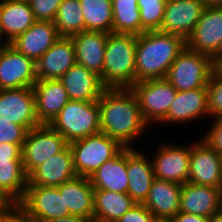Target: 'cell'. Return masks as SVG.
<instances>
[{
    "mask_svg": "<svg viewBox=\"0 0 222 222\" xmlns=\"http://www.w3.org/2000/svg\"><path fill=\"white\" fill-rule=\"evenodd\" d=\"M218 7H219L220 9H222V0H221L220 4L218 5Z\"/></svg>",
    "mask_w": 222,
    "mask_h": 222,
    "instance_id": "f907efd6",
    "label": "cell"
},
{
    "mask_svg": "<svg viewBox=\"0 0 222 222\" xmlns=\"http://www.w3.org/2000/svg\"><path fill=\"white\" fill-rule=\"evenodd\" d=\"M112 9V33L141 34V19L137 0H112Z\"/></svg>",
    "mask_w": 222,
    "mask_h": 222,
    "instance_id": "1f68e13d",
    "label": "cell"
},
{
    "mask_svg": "<svg viewBox=\"0 0 222 222\" xmlns=\"http://www.w3.org/2000/svg\"><path fill=\"white\" fill-rule=\"evenodd\" d=\"M77 176L70 146L52 155L28 175V185L58 187Z\"/></svg>",
    "mask_w": 222,
    "mask_h": 222,
    "instance_id": "ffe728a7",
    "label": "cell"
},
{
    "mask_svg": "<svg viewBox=\"0 0 222 222\" xmlns=\"http://www.w3.org/2000/svg\"><path fill=\"white\" fill-rule=\"evenodd\" d=\"M28 175L22 159H0V191L11 203H19L26 192Z\"/></svg>",
    "mask_w": 222,
    "mask_h": 222,
    "instance_id": "f546056e",
    "label": "cell"
},
{
    "mask_svg": "<svg viewBox=\"0 0 222 222\" xmlns=\"http://www.w3.org/2000/svg\"><path fill=\"white\" fill-rule=\"evenodd\" d=\"M155 218L156 217L143 204L136 203L116 222H153Z\"/></svg>",
    "mask_w": 222,
    "mask_h": 222,
    "instance_id": "f35d334b",
    "label": "cell"
},
{
    "mask_svg": "<svg viewBox=\"0 0 222 222\" xmlns=\"http://www.w3.org/2000/svg\"><path fill=\"white\" fill-rule=\"evenodd\" d=\"M182 185L154 179L143 205L156 217L172 219L180 206Z\"/></svg>",
    "mask_w": 222,
    "mask_h": 222,
    "instance_id": "d4e9b609",
    "label": "cell"
},
{
    "mask_svg": "<svg viewBox=\"0 0 222 222\" xmlns=\"http://www.w3.org/2000/svg\"><path fill=\"white\" fill-rule=\"evenodd\" d=\"M208 109L212 118H222V73L213 69L207 84Z\"/></svg>",
    "mask_w": 222,
    "mask_h": 222,
    "instance_id": "e575fe53",
    "label": "cell"
},
{
    "mask_svg": "<svg viewBox=\"0 0 222 222\" xmlns=\"http://www.w3.org/2000/svg\"><path fill=\"white\" fill-rule=\"evenodd\" d=\"M21 150L19 145L0 143V159H22Z\"/></svg>",
    "mask_w": 222,
    "mask_h": 222,
    "instance_id": "60d3db41",
    "label": "cell"
},
{
    "mask_svg": "<svg viewBox=\"0 0 222 222\" xmlns=\"http://www.w3.org/2000/svg\"><path fill=\"white\" fill-rule=\"evenodd\" d=\"M207 222H222V210L209 217Z\"/></svg>",
    "mask_w": 222,
    "mask_h": 222,
    "instance_id": "bcb514c9",
    "label": "cell"
},
{
    "mask_svg": "<svg viewBox=\"0 0 222 222\" xmlns=\"http://www.w3.org/2000/svg\"><path fill=\"white\" fill-rule=\"evenodd\" d=\"M59 80L69 100L97 102L106 89L99 76L77 63Z\"/></svg>",
    "mask_w": 222,
    "mask_h": 222,
    "instance_id": "7402d4cb",
    "label": "cell"
},
{
    "mask_svg": "<svg viewBox=\"0 0 222 222\" xmlns=\"http://www.w3.org/2000/svg\"><path fill=\"white\" fill-rule=\"evenodd\" d=\"M35 95L36 115L40 124H50L69 102L60 80H37L32 86Z\"/></svg>",
    "mask_w": 222,
    "mask_h": 222,
    "instance_id": "cb8c5ba5",
    "label": "cell"
},
{
    "mask_svg": "<svg viewBox=\"0 0 222 222\" xmlns=\"http://www.w3.org/2000/svg\"><path fill=\"white\" fill-rule=\"evenodd\" d=\"M0 222H38L19 203H11L0 212Z\"/></svg>",
    "mask_w": 222,
    "mask_h": 222,
    "instance_id": "74e56055",
    "label": "cell"
},
{
    "mask_svg": "<svg viewBox=\"0 0 222 222\" xmlns=\"http://www.w3.org/2000/svg\"><path fill=\"white\" fill-rule=\"evenodd\" d=\"M0 119L24 126L28 131L41 125L36 115L33 89L21 87L0 90Z\"/></svg>",
    "mask_w": 222,
    "mask_h": 222,
    "instance_id": "7c38bea8",
    "label": "cell"
},
{
    "mask_svg": "<svg viewBox=\"0 0 222 222\" xmlns=\"http://www.w3.org/2000/svg\"><path fill=\"white\" fill-rule=\"evenodd\" d=\"M58 190L71 215L93 218L94 188L88 177L76 176L59 185Z\"/></svg>",
    "mask_w": 222,
    "mask_h": 222,
    "instance_id": "484cf974",
    "label": "cell"
},
{
    "mask_svg": "<svg viewBox=\"0 0 222 222\" xmlns=\"http://www.w3.org/2000/svg\"><path fill=\"white\" fill-rule=\"evenodd\" d=\"M186 48V40L175 34L146 31L137 35L136 82L165 78L169 67Z\"/></svg>",
    "mask_w": 222,
    "mask_h": 222,
    "instance_id": "7a4b0ae2",
    "label": "cell"
},
{
    "mask_svg": "<svg viewBox=\"0 0 222 222\" xmlns=\"http://www.w3.org/2000/svg\"><path fill=\"white\" fill-rule=\"evenodd\" d=\"M85 21V30L112 33V0H79Z\"/></svg>",
    "mask_w": 222,
    "mask_h": 222,
    "instance_id": "4dcf8cb0",
    "label": "cell"
},
{
    "mask_svg": "<svg viewBox=\"0 0 222 222\" xmlns=\"http://www.w3.org/2000/svg\"><path fill=\"white\" fill-rule=\"evenodd\" d=\"M76 63L75 47L72 38L61 36L36 61L37 80H58Z\"/></svg>",
    "mask_w": 222,
    "mask_h": 222,
    "instance_id": "e0dca14e",
    "label": "cell"
},
{
    "mask_svg": "<svg viewBox=\"0 0 222 222\" xmlns=\"http://www.w3.org/2000/svg\"><path fill=\"white\" fill-rule=\"evenodd\" d=\"M205 7L218 6L221 0H201Z\"/></svg>",
    "mask_w": 222,
    "mask_h": 222,
    "instance_id": "f6af8a7d",
    "label": "cell"
},
{
    "mask_svg": "<svg viewBox=\"0 0 222 222\" xmlns=\"http://www.w3.org/2000/svg\"><path fill=\"white\" fill-rule=\"evenodd\" d=\"M27 132L24 126L0 119V143L16 144L22 148Z\"/></svg>",
    "mask_w": 222,
    "mask_h": 222,
    "instance_id": "d590c367",
    "label": "cell"
},
{
    "mask_svg": "<svg viewBox=\"0 0 222 222\" xmlns=\"http://www.w3.org/2000/svg\"><path fill=\"white\" fill-rule=\"evenodd\" d=\"M190 152L191 144L159 145L151 158L155 178L185 184L189 176Z\"/></svg>",
    "mask_w": 222,
    "mask_h": 222,
    "instance_id": "8fae6325",
    "label": "cell"
},
{
    "mask_svg": "<svg viewBox=\"0 0 222 222\" xmlns=\"http://www.w3.org/2000/svg\"><path fill=\"white\" fill-rule=\"evenodd\" d=\"M189 50L206 54L214 61L222 54V9L205 7L201 18L186 39Z\"/></svg>",
    "mask_w": 222,
    "mask_h": 222,
    "instance_id": "9c48e42d",
    "label": "cell"
},
{
    "mask_svg": "<svg viewBox=\"0 0 222 222\" xmlns=\"http://www.w3.org/2000/svg\"><path fill=\"white\" fill-rule=\"evenodd\" d=\"M172 220L173 222H207L208 218L179 211Z\"/></svg>",
    "mask_w": 222,
    "mask_h": 222,
    "instance_id": "b9f144b4",
    "label": "cell"
},
{
    "mask_svg": "<svg viewBox=\"0 0 222 222\" xmlns=\"http://www.w3.org/2000/svg\"><path fill=\"white\" fill-rule=\"evenodd\" d=\"M60 36L70 37L85 30L79 0H63L53 20Z\"/></svg>",
    "mask_w": 222,
    "mask_h": 222,
    "instance_id": "d6a6232c",
    "label": "cell"
},
{
    "mask_svg": "<svg viewBox=\"0 0 222 222\" xmlns=\"http://www.w3.org/2000/svg\"><path fill=\"white\" fill-rule=\"evenodd\" d=\"M131 90L135 93L143 119L149 126L158 124L167 115L177 93L166 78L136 82Z\"/></svg>",
    "mask_w": 222,
    "mask_h": 222,
    "instance_id": "52a82bcc",
    "label": "cell"
},
{
    "mask_svg": "<svg viewBox=\"0 0 222 222\" xmlns=\"http://www.w3.org/2000/svg\"><path fill=\"white\" fill-rule=\"evenodd\" d=\"M136 202L127 193L94 189V215L96 222H116Z\"/></svg>",
    "mask_w": 222,
    "mask_h": 222,
    "instance_id": "f1b7e54d",
    "label": "cell"
},
{
    "mask_svg": "<svg viewBox=\"0 0 222 222\" xmlns=\"http://www.w3.org/2000/svg\"><path fill=\"white\" fill-rule=\"evenodd\" d=\"M214 68L211 57L186 47L171 64L165 78L177 91L204 88Z\"/></svg>",
    "mask_w": 222,
    "mask_h": 222,
    "instance_id": "8992f818",
    "label": "cell"
},
{
    "mask_svg": "<svg viewBox=\"0 0 222 222\" xmlns=\"http://www.w3.org/2000/svg\"><path fill=\"white\" fill-rule=\"evenodd\" d=\"M212 123L202 137L213 149L222 155V118L213 119Z\"/></svg>",
    "mask_w": 222,
    "mask_h": 222,
    "instance_id": "ab89813d",
    "label": "cell"
},
{
    "mask_svg": "<svg viewBox=\"0 0 222 222\" xmlns=\"http://www.w3.org/2000/svg\"><path fill=\"white\" fill-rule=\"evenodd\" d=\"M95 220L93 218H88V217H82V216H74V215H69L66 217H59L56 219H49L46 221L42 222H94Z\"/></svg>",
    "mask_w": 222,
    "mask_h": 222,
    "instance_id": "7bdbcfd3",
    "label": "cell"
},
{
    "mask_svg": "<svg viewBox=\"0 0 222 222\" xmlns=\"http://www.w3.org/2000/svg\"><path fill=\"white\" fill-rule=\"evenodd\" d=\"M215 68L222 73V54L215 60Z\"/></svg>",
    "mask_w": 222,
    "mask_h": 222,
    "instance_id": "7dc6e473",
    "label": "cell"
},
{
    "mask_svg": "<svg viewBox=\"0 0 222 222\" xmlns=\"http://www.w3.org/2000/svg\"><path fill=\"white\" fill-rule=\"evenodd\" d=\"M14 1H27L28 2L29 0H14Z\"/></svg>",
    "mask_w": 222,
    "mask_h": 222,
    "instance_id": "816d5d0a",
    "label": "cell"
},
{
    "mask_svg": "<svg viewBox=\"0 0 222 222\" xmlns=\"http://www.w3.org/2000/svg\"><path fill=\"white\" fill-rule=\"evenodd\" d=\"M136 44L137 35L108 34L100 78L106 88H131L136 83Z\"/></svg>",
    "mask_w": 222,
    "mask_h": 222,
    "instance_id": "3957f363",
    "label": "cell"
},
{
    "mask_svg": "<svg viewBox=\"0 0 222 222\" xmlns=\"http://www.w3.org/2000/svg\"><path fill=\"white\" fill-rule=\"evenodd\" d=\"M187 182L222 189V155L203 138L191 144Z\"/></svg>",
    "mask_w": 222,
    "mask_h": 222,
    "instance_id": "30bf717a",
    "label": "cell"
},
{
    "mask_svg": "<svg viewBox=\"0 0 222 222\" xmlns=\"http://www.w3.org/2000/svg\"><path fill=\"white\" fill-rule=\"evenodd\" d=\"M63 0H29L36 21H53Z\"/></svg>",
    "mask_w": 222,
    "mask_h": 222,
    "instance_id": "8d00e7d4",
    "label": "cell"
},
{
    "mask_svg": "<svg viewBox=\"0 0 222 222\" xmlns=\"http://www.w3.org/2000/svg\"><path fill=\"white\" fill-rule=\"evenodd\" d=\"M36 21L27 1L0 0V31L7 43Z\"/></svg>",
    "mask_w": 222,
    "mask_h": 222,
    "instance_id": "4316f807",
    "label": "cell"
},
{
    "mask_svg": "<svg viewBox=\"0 0 222 222\" xmlns=\"http://www.w3.org/2000/svg\"><path fill=\"white\" fill-rule=\"evenodd\" d=\"M19 204L38 222L71 215L65 208L63 194H60L58 187L27 185Z\"/></svg>",
    "mask_w": 222,
    "mask_h": 222,
    "instance_id": "5bb4252c",
    "label": "cell"
},
{
    "mask_svg": "<svg viewBox=\"0 0 222 222\" xmlns=\"http://www.w3.org/2000/svg\"><path fill=\"white\" fill-rule=\"evenodd\" d=\"M101 132L132 146L147 129L138 99L131 88H106L98 100ZM133 143V144H131Z\"/></svg>",
    "mask_w": 222,
    "mask_h": 222,
    "instance_id": "6da1fadb",
    "label": "cell"
},
{
    "mask_svg": "<svg viewBox=\"0 0 222 222\" xmlns=\"http://www.w3.org/2000/svg\"><path fill=\"white\" fill-rule=\"evenodd\" d=\"M167 0H137L141 19V34L160 30Z\"/></svg>",
    "mask_w": 222,
    "mask_h": 222,
    "instance_id": "836d02e7",
    "label": "cell"
},
{
    "mask_svg": "<svg viewBox=\"0 0 222 222\" xmlns=\"http://www.w3.org/2000/svg\"><path fill=\"white\" fill-rule=\"evenodd\" d=\"M127 194L138 204H143L155 176L151 159L135 147H127Z\"/></svg>",
    "mask_w": 222,
    "mask_h": 222,
    "instance_id": "603a6c76",
    "label": "cell"
},
{
    "mask_svg": "<svg viewBox=\"0 0 222 222\" xmlns=\"http://www.w3.org/2000/svg\"><path fill=\"white\" fill-rule=\"evenodd\" d=\"M89 179L94 189L127 193L129 186L127 176V147L116 157L102 164Z\"/></svg>",
    "mask_w": 222,
    "mask_h": 222,
    "instance_id": "83f0119b",
    "label": "cell"
},
{
    "mask_svg": "<svg viewBox=\"0 0 222 222\" xmlns=\"http://www.w3.org/2000/svg\"><path fill=\"white\" fill-rule=\"evenodd\" d=\"M8 43L5 41V39L3 38L1 31H0V46H5Z\"/></svg>",
    "mask_w": 222,
    "mask_h": 222,
    "instance_id": "681fc988",
    "label": "cell"
},
{
    "mask_svg": "<svg viewBox=\"0 0 222 222\" xmlns=\"http://www.w3.org/2000/svg\"><path fill=\"white\" fill-rule=\"evenodd\" d=\"M204 8L201 0H167L159 31L179 35L186 40L201 18Z\"/></svg>",
    "mask_w": 222,
    "mask_h": 222,
    "instance_id": "9a60e30c",
    "label": "cell"
},
{
    "mask_svg": "<svg viewBox=\"0 0 222 222\" xmlns=\"http://www.w3.org/2000/svg\"><path fill=\"white\" fill-rule=\"evenodd\" d=\"M60 37L53 21H35L9 44L36 63Z\"/></svg>",
    "mask_w": 222,
    "mask_h": 222,
    "instance_id": "ac0fdd59",
    "label": "cell"
},
{
    "mask_svg": "<svg viewBox=\"0 0 222 222\" xmlns=\"http://www.w3.org/2000/svg\"><path fill=\"white\" fill-rule=\"evenodd\" d=\"M68 143L101 131L97 102L69 100L49 124Z\"/></svg>",
    "mask_w": 222,
    "mask_h": 222,
    "instance_id": "5b68a950",
    "label": "cell"
},
{
    "mask_svg": "<svg viewBox=\"0 0 222 222\" xmlns=\"http://www.w3.org/2000/svg\"><path fill=\"white\" fill-rule=\"evenodd\" d=\"M207 116L210 117L207 87L177 91L167 115L158 124H189Z\"/></svg>",
    "mask_w": 222,
    "mask_h": 222,
    "instance_id": "2e32d148",
    "label": "cell"
},
{
    "mask_svg": "<svg viewBox=\"0 0 222 222\" xmlns=\"http://www.w3.org/2000/svg\"><path fill=\"white\" fill-rule=\"evenodd\" d=\"M222 210V189L186 182L182 185L179 211L209 218Z\"/></svg>",
    "mask_w": 222,
    "mask_h": 222,
    "instance_id": "d6986e66",
    "label": "cell"
},
{
    "mask_svg": "<svg viewBox=\"0 0 222 222\" xmlns=\"http://www.w3.org/2000/svg\"><path fill=\"white\" fill-rule=\"evenodd\" d=\"M11 202L6 198V196L0 191V212L5 210Z\"/></svg>",
    "mask_w": 222,
    "mask_h": 222,
    "instance_id": "ee69618b",
    "label": "cell"
},
{
    "mask_svg": "<svg viewBox=\"0 0 222 222\" xmlns=\"http://www.w3.org/2000/svg\"><path fill=\"white\" fill-rule=\"evenodd\" d=\"M153 222H173L172 219H166V218H155Z\"/></svg>",
    "mask_w": 222,
    "mask_h": 222,
    "instance_id": "c3c4849f",
    "label": "cell"
},
{
    "mask_svg": "<svg viewBox=\"0 0 222 222\" xmlns=\"http://www.w3.org/2000/svg\"><path fill=\"white\" fill-rule=\"evenodd\" d=\"M69 143L49 124H41L27 132L21 156L27 175L52 155L64 150Z\"/></svg>",
    "mask_w": 222,
    "mask_h": 222,
    "instance_id": "ba28073f",
    "label": "cell"
},
{
    "mask_svg": "<svg viewBox=\"0 0 222 222\" xmlns=\"http://www.w3.org/2000/svg\"><path fill=\"white\" fill-rule=\"evenodd\" d=\"M109 33L84 30L72 36L76 62L100 78L103 76L104 53Z\"/></svg>",
    "mask_w": 222,
    "mask_h": 222,
    "instance_id": "44dd1931",
    "label": "cell"
},
{
    "mask_svg": "<svg viewBox=\"0 0 222 222\" xmlns=\"http://www.w3.org/2000/svg\"><path fill=\"white\" fill-rule=\"evenodd\" d=\"M35 62L9 43L0 51V90L29 87L36 83Z\"/></svg>",
    "mask_w": 222,
    "mask_h": 222,
    "instance_id": "4fadbf2b",
    "label": "cell"
},
{
    "mask_svg": "<svg viewBox=\"0 0 222 222\" xmlns=\"http://www.w3.org/2000/svg\"><path fill=\"white\" fill-rule=\"evenodd\" d=\"M77 176L90 177L105 162L116 157L125 147L103 132L69 143Z\"/></svg>",
    "mask_w": 222,
    "mask_h": 222,
    "instance_id": "277c9868",
    "label": "cell"
}]
</instances>
